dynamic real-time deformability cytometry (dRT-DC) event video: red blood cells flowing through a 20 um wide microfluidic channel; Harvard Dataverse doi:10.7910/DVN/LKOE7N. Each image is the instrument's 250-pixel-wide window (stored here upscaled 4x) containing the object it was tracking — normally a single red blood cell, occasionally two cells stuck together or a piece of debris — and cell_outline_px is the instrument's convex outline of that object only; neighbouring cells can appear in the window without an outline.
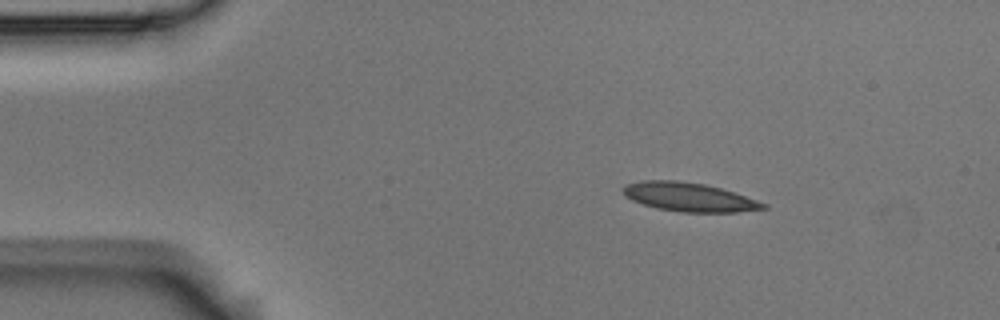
{"species": "Egyptian fruit bat (a non-hibernating species)", "species_latin": "Rousettus aegyptiacus", "temperature_condition": "room temperature", "stored_images_in_passage": 3, "camera_frame_rate_fps": 3000, "um_per_image_px": 0.085, "animal": {"sex": "male"}, "frame": {"image": 1, "passage_image": 1, "time_ms": 0.0, "image_size_px": [1000, 320], "cell_outline_px": [[768, 208], [736, 212], [680, 212], [656, 208], [632, 200], [624, 196], [624, 184], [640, 180], [680, 180], [704, 184], [720, 188], [768, 204]], "centroid_in_image_um": [58.54, 16.74], "position_along_channel_um": 26.5, "area_um2": 23.47}}